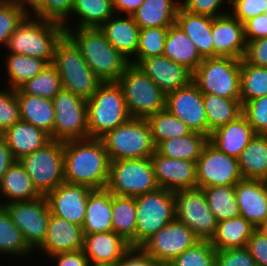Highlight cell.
Segmentation results:
<instances>
[{
    "label": "cell",
    "instance_id": "23",
    "mask_svg": "<svg viewBox=\"0 0 267 266\" xmlns=\"http://www.w3.org/2000/svg\"><path fill=\"white\" fill-rule=\"evenodd\" d=\"M234 188L240 216L257 228L267 217V183L242 179Z\"/></svg>",
    "mask_w": 267,
    "mask_h": 266
},
{
    "label": "cell",
    "instance_id": "28",
    "mask_svg": "<svg viewBox=\"0 0 267 266\" xmlns=\"http://www.w3.org/2000/svg\"><path fill=\"white\" fill-rule=\"evenodd\" d=\"M0 136L16 160L35 152L51 140L43 130L22 120L7 128Z\"/></svg>",
    "mask_w": 267,
    "mask_h": 266
},
{
    "label": "cell",
    "instance_id": "16",
    "mask_svg": "<svg viewBox=\"0 0 267 266\" xmlns=\"http://www.w3.org/2000/svg\"><path fill=\"white\" fill-rule=\"evenodd\" d=\"M198 241L187 225L174 220L147 239L140 248L160 265H168Z\"/></svg>",
    "mask_w": 267,
    "mask_h": 266
},
{
    "label": "cell",
    "instance_id": "29",
    "mask_svg": "<svg viewBox=\"0 0 267 266\" xmlns=\"http://www.w3.org/2000/svg\"><path fill=\"white\" fill-rule=\"evenodd\" d=\"M16 96L19 104L20 119L43 130L53 140L55 114L52 99L27 95L20 89L16 90Z\"/></svg>",
    "mask_w": 267,
    "mask_h": 266
},
{
    "label": "cell",
    "instance_id": "24",
    "mask_svg": "<svg viewBox=\"0 0 267 266\" xmlns=\"http://www.w3.org/2000/svg\"><path fill=\"white\" fill-rule=\"evenodd\" d=\"M129 248V243L113 231L84 234L82 250L89 263H119Z\"/></svg>",
    "mask_w": 267,
    "mask_h": 266
},
{
    "label": "cell",
    "instance_id": "60",
    "mask_svg": "<svg viewBox=\"0 0 267 266\" xmlns=\"http://www.w3.org/2000/svg\"><path fill=\"white\" fill-rule=\"evenodd\" d=\"M144 0H111L113 10L117 15L132 16Z\"/></svg>",
    "mask_w": 267,
    "mask_h": 266
},
{
    "label": "cell",
    "instance_id": "12",
    "mask_svg": "<svg viewBox=\"0 0 267 266\" xmlns=\"http://www.w3.org/2000/svg\"><path fill=\"white\" fill-rule=\"evenodd\" d=\"M52 102L55 114L53 140L88 139L87 100L62 89Z\"/></svg>",
    "mask_w": 267,
    "mask_h": 266
},
{
    "label": "cell",
    "instance_id": "8",
    "mask_svg": "<svg viewBox=\"0 0 267 266\" xmlns=\"http://www.w3.org/2000/svg\"><path fill=\"white\" fill-rule=\"evenodd\" d=\"M241 60L232 57L204 58L193 72L192 81L202 94L241 99Z\"/></svg>",
    "mask_w": 267,
    "mask_h": 266
},
{
    "label": "cell",
    "instance_id": "34",
    "mask_svg": "<svg viewBox=\"0 0 267 266\" xmlns=\"http://www.w3.org/2000/svg\"><path fill=\"white\" fill-rule=\"evenodd\" d=\"M5 55V56H4ZM4 65L5 68L3 74H5L6 87L14 90L19 89L27 81L38 75L48 63L40 58H34L26 55L4 53ZM8 82V83H7Z\"/></svg>",
    "mask_w": 267,
    "mask_h": 266
},
{
    "label": "cell",
    "instance_id": "15",
    "mask_svg": "<svg viewBox=\"0 0 267 266\" xmlns=\"http://www.w3.org/2000/svg\"><path fill=\"white\" fill-rule=\"evenodd\" d=\"M197 187L235 186L243 179L238 158L226 155L208 141L196 162Z\"/></svg>",
    "mask_w": 267,
    "mask_h": 266
},
{
    "label": "cell",
    "instance_id": "21",
    "mask_svg": "<svg viewBox=\"0 0 267 266\" xmlns=\"http://www.w3.org/2000/svg\"><path fill=\"white\" fill-rule=\"evenodd\" d=\"M214 57L243 59L246 51L244 26L230 12L213 18Z\"/></svg>",
    "mask_w": 267,
    "mask_h": 266
},
{
    "label": "cell",
    "instance_id": "42",
    "mask_svg": "<svg viewBox=\"0 0 267 266\" xmlns=\"http://www.w3.org/2000/svg\"><path fill=\"white\" fill-rule=\"evenodd\" d=\"M202 189L218 222L240 216L234 186H211Z\"/></svg>",
    "mask_w": 267,
    "mask_h": 266
},
{
    "label": "cell",
    "instance_id": "37",
    "mask_svg": "<svg viewBox=\"0 0 267 266\" xmlns=\"http://www.w3.org/2000/svg\"><path fill=\"white\" fill-rule=\"evenodd\" d=\"M243 179L267 180V135L256 134L238 157Z\"/></svg>",
    "mask_w": 267,
    "mask_h": 266
},
{
    "label": "cell",
    "instance_id": "39",
    "mask_svg": "<svg viewBox=\"0 0 267 266\" xmlns=\"http://www.w3.org/2000/svg\"><path fill=\"white\" fill-rule=\"evenodd\" d=\"M136 197L112 194V227L130 247H135Z\"/></svg>",
    "mask_w": 267,
    "mask_h": 266
},
{
    "label": "cell",
    "instance_id": "4",
    "mask_svg": "<svg viewBox=\"0 0 267 266\" xmlns=\"http://www.w3.org/2000/svg\"><path fill=\"white\" fill-rule=\"evenodd\" d=\"M89 138L103 137L131 117L118 82H102L87 100Z\"/></svg>",
    "mask_w": 267,
    "mask_h": 266
},
{
    "label": "cell",
    "instance_id": "2",
    "mask_svg": "<svg viewBox=\"0 0 267 266\" xmlns=\"http://www.w3.org/2000/svg\"><path fill=\"white\" fill-rule=\"evenodd\" d=\"M65 34L80 49L87 65L102 82H117L130 64L99 28L67 29Z\"/></svg>",
    "mask_w": 267,
    "mask_h": 266
},
{
    "label": "cell",
    "instance_id": "31",
    "mask_svg": "<svg viewBox=\"0 0 267 266\" xmlns=\"http://www.w3.org/2000/svg\"><path fill=\"white\" fill-rule=\"evenodd\" d=\"M43 196L33 185L25 169L16 160L0 183V206L11 202L28 201Z\"/></svg>",
    "mask_w": 267,
    "mask_h": 266
},
{
    "label": "cell",
    "instance_id": "9",
    "mask_svg": "<svg viewBox=\"0 0 267 266\" xmlns=\"http://www.w3.org/2000/svg\"><path fill=\"white\" fill-rule=\"evenodd\" d=\"M158 188L151 158L110 162L106 189L111 194L137 197Z\"/></svg>",
    "mask_w": 267,
    "mask_h": 266
},
{
    "label": "cell",
    "instance_id": "7",
    "mask_svg": "<svg viewBox=\"0 0 267 266\" xmlns=\"http://www.w3.org/2000/svg\"><path fill=\"white\" fill-rule=\"evenodd\" d=\"M131 118L147 119L165 109L166 95L139 67L129 64L118 79Z\"/></svg>",
    "mask_w": 267,
    "mask_h": 266
},
{
    "label": "cell",
    "instance_id": "43",
    "mask_svg": "<svg viewBox=\"0 0 267 266\" xmlns=\"http://www.w3.org/2000/svg\"><path fill=\"white\" fill-rule=\"evenodd\" d=\"M146 120L156 147L165 140L187 136L193 132L187 124L171 114L166 108L149 116Z\"/></svg>",
    "mask_w": 267,
    "mask_h": 266
},
{
    "label": "cell",
    "instance_id": "54",
    "mask_svg": "<svg viewBox=\"0 0 267 266\" xmlns=\"http://www.w3.org/2000/svg\"><path fill=\"white\" fill-rule=\"evenodd\" d=\"M215 266H257L246 247L216 250Z\"/></svg>",
    "mask_w": 267,
    "mask_h": 266
},
{
    "label": "cell",
    "instance_id": "51",
    "mask_svg": "<svg viewBox=\"0 0 267 266\" xmlns=\"http://www.w3.org/2000/svg\"><path fill=\"white\" fill-rule=\"evenodd\" d=\"M242 114L256 134L267 135V96L258 97L244 103Z\"/></svg>",
    "mask_w": 267,
    "mask_h": 266
},
{
    "label": "cell",
    "instance_id": "59",
    "mask_svg": "<svg viewBox=\"0 0 267 266\" xmlns=\"http://www.w3.org/2000/svg\"><path fill=\"white\" fill-rule=\"evenodd\" d=\"M49 257L47 259H53L50 261H53L55 266H89L90 264L89 259L82 249L57 253Z\"/></svg>",
    "mask_w": 267,
    "mask_h": 266
},
{
    "label": "cell",
    "instance_id": "48",
    "mask_svg": "<svg viewBox=\"0 0 267 266\" xmlns=\"http://www.w3.org/2000/svg\"><path fill=\"white\" fill-rule=\"evenodd\" d=\"M29 12L15 1H0V48L7 46L10 36Z\"/></svg>",
    "mask_w": 267,
    "mask_h": 266
},
{
    "label": "cell",
    "instance_id": "58",
    "mask_svg": "<svg viewBox=\"0 0 267 266\" xmlns=\"http://www.w3.org/2000/svg\"><path fill=\"white\" fill-rule=\"evenodd\" d=\"M246 42L267 37V15L259 14L243 23Z\"/></svg>",
    "mask_w": 267,
    "mask_h": 266
},
{
    "label": "cell",
    "instance_id": "49",
    "mask_svg": "<svg viewBox=\"0 0 267 266\" xmlns=\"http://www.w3.org/2000/svg\"><path fill=\"white\" fill-rule=\"evenodd\" d=\"M74 0H43L31 14L44 20L64 24L70 20Z\"/></svg>",
    "mask_w": 267,
    "mask_h": 266
},
{
    "label": "cell",
    "instance_id": "35",
    "mask_svg": "<svg viewBox=\"0 0 267 266\" xmlns=\"http://www.w3.org/2000/svg\"><path fill=\"white\" fill-rule=\"evenodd\" d=\"M256 227L243 216L218 222L210 243L215 250L246 247Z\"/></svg>",
    "mask_w": 267,
    "mask_h": 266
},
{
    "label": "cell",
    "instance_id": "64",
    "mask_svg": "<svg viewBox=\"0 0 267 266\" xmlns=\"http://www.w3.org/2000/svg\"><path fill=\"white\" fill-rule=\"evenodd\" d=\"M89 266H119V263H90Z\"/></svg>",
    "mask_w": 267,
    "mask_h": 266
},
{
    "label": "cell",
    "instance_id": "20",
    "mask_svg": "<svg viewBox=\"0 0 267 266\" xmlns=\"http://www.w3.org/2000/svg\"><path fill=\"white\" fill-rule=\"evenodd\" d=\"M136 66L150 77L165 95L188 85L193 77L189 69L164 55L141 59Z\"/></svg>",
    "mask_w": 267,
    "mask_h": 266
},
{
    "label": "cell",
    "instance_id": "63",
    "mask_svg": "<svg viewBox=\"0 0 267 266\" xmlns=\"http://www.w3.org/2000/svg\"><path fill=\"white\" fill-rule=\"evenodd\" d=\"M256 229L267 237V217Z\"/></svg>",
    "mask_w": 267,
    "mask_h": 266
},
{
    "label": "cell",
    "instance_id": "41",
    "mask_svg": "<svg viewBox=\"0 0 267 266\" xmlns=\"http://www.w3.org/2000/svg\"><path fill=\"white\" fill-rule=\"evenodd\" d=\"M203 102L208 129L211 132L242 115L241 99H228L213 94H203Z\"/></svg>",
    "mask_w": 267,
    "mask_h": 266
},
{
    "label": "cell",
    "instance_id": "57",
    "mask_svg": "<svg viewBox=\"0 0 267 266\" xmlns=\"http://www.w3.org/2000/svg\"><path fill=\"white\" fill-rule=\"evenodd\" d=\"M119 266H160V264L140 247H130L124 253Z\"/></svg>",
    "mask_w": 267,
    "mask_h": 266
},
{
    "label": "cell",
    "instance_id": "55",
    "mask_svg": "<svg viewBox=\"0 0 267 266\" xmlns=\"http://www.w3.org/2000/svg\"><path fill=\"white\" fill-rule=\"evenodd\" d=\"M243 59L251 65L267 67V37L248 41Z\"/></svg>",
    "mask_w": 267,
    "mask_h": 266
},
{
    "label": "cell",
    "instance_id": "44",
    "mask_svg": "<svg viewBox=\"0 0 267 266\" xmlns=\"http://www.w3.org/2000/svg\"><path fill=\"white\" fill-rule=\"evenodd\" d=\"M240 87L242 105L255 98L267 96V67L251 65L241 59Z\"/></svg>",
    "mask_w": 267,
    "mask_h": 266
},
{
    "label": "cell",
    "instance_id": "17",
    "mask_svg": "<svg viewBox=\"0 0 267 266\" xmlns=\"http://www.w3.org/2000/svg\"><path fill=\"white\" fill-rule=\"evenodd\" d=\"M165 108L187 124L192 131L210 137L212 132L207 125L203 94L193 81L174 92L168 93L166 95Z\"/></svg>",
    "mask_w": 267,
    "mask_h": 266
},
{
    "label": "cell",
    "instance_id": "47",
    "mask_svg": "<svg viewBox=\"0 0 267 266\" xmlns=\"http://www.w3.org/2000/svg\"><path fill=\"white\" fill-rule=\"evenodd\" d=\"M216 250L208 240H199L173 259L168 266H215Z\"/></svg>",
    "mask_w": 267,
    "mask_h": 266
},
{
    "label": "cell",
    "instance_id": "45",
    "mask_svg": "<svg viewBox=\"0 0 267 266\" xmlns=\"http://www.w3.org/2000/svg\"><path fill=\"white\" fill-rule=\"evenodd\" d=\"M24 94L53 99L62 89L59 72L51 63L19 88Z\"/></svg>",
    "mask_w": 267,
    "mask_h": 266
},
{
    "label": "cell",
    "instance_id": "22",
    "mask_svg": "<svg viewBox=\"0 0 267 266\" xmlns=\"http://www.w3.org/2000/svg\"><path fill=\"white\" fill-rule=\"evenodd\" d=\"M84 234L81 226L50 214L47 234L43 244L37 249L40 253L52 256L57 253L83 249Z\"/></svg>",
    "mask_w": 267,
    "mask_h": 266
},
{
    "label": "cell",
    "instance_id": "26",
    "mask_svg": "<svg viewBox=\"0 0 267 266\" xmlns=\"http://www.w3.org/2000/svg\"><path fill=\"white\" fill-rule=\"evenodd\" d=\"M99 29L129 61L136 55L140 28L132 16L114 14Z\"/></svg>",
    "mask_w": 267,
    "mask_h": 266
},
{
    "label": "cell",
    "instance_id": "56",
    "mask_svg": "<svg viewBox=\"0 0 267 266\" xmlns=\"http://www.w3.org/2000/svg\"><path fill=\"white\" fill-rule=\"evenodd\" d=\"M246 248L257 266H267V237L257 229L247 241Z\"/></svg>",
    "mask_w": 267,
    "mask_h": 266
},
{
    "label": "cell",
    "instance_id": "46",
    "mask_svg": "<svg viewBox=\"0 0 267 266\" xmlns=\"http://www.w3.org/2000/svg\"><path fill=\"white\" fill-rule=\"evenodd\" d=\"M169 27L140 29L136 55L129 61L136 65L141 59L163 55Z\"/></svg>",
    "mask_w": 267,
    "mask_h": 266
},
{
    "label": "cell",
    "instance_id": "36",
    "mask_svg": "<svg viewBox=\"0 0 267 266\" xmlns=\"http://www.w3.org/2000/svg\"><path fill=\"white\" fill-rule=\"evenodd\" d=\"M163 55L185 66L192 73L203 61L191 39L176 24L169 27Z\"/></svg>",
    "mask_w": 267,
    "mask_h": 266
},
{
    "label": "cell",
    "instance_id": "14",
    "mask_svg": "<svg viewBox=\"0 0 267 266\" xmlns=\"http://www.w3.org/2000/svg\"><path fill=\"white\" fill-rule=\"evenodd\" d=\"M3 207L21 230L28 246L36 253L45 240L51 214L45 195L28 201L11 202Z\"/></svg>",
    "mask_w": 267,
    "mask_h": 266
},
{
    "label": "cell",
    "instance_id": "13",
    "mask_svg": "<svg viewBox=\"0 0 267 266\" xmlns=\"http://www.w3.org/2000/svg\"><path fill=\"white\" fill-rule=\"evenodd\" d=\"M175 220L187 225L199 240L210 241L218 221L211 212L202 188L174 192Z\"/></svg>",
    "mask_w": 267,
    "mask_h": 266
},
{
    "label": "cell",
    "instance_id": "30",
    "mask_svg": "<svg viewBox=\"0 0 267 266\" xmlns=\"http://www.w3.org/2000/svg\"><path fill=\"white\" fill-rule=\"evenodd\" d=\"M83 234L113 231L112 194L106 189H93L87 199Z\"/></svg>",
    "mask_w": 267,
    "mask_h": 266
},
{
    "label": "cell",
    "instance_id": "50",
    "mask_svg": "<svg viewBox=\"0 0 267 266\" xmlns=\"http://www.w3.org/2000/svg\"><path fill=\"white\" fill-rule=\"evenodd\" d=\"M1 87V86H0ZM0 89V134L20 121V110L16 90L9 87Z\"/></svg>",
    "mask_w": 267,
    "mask_h": 266
},
{
    "label": "cell",
    "instance_id": "5",
    "mask_svg": "<svg viewBox=\"0 0 267 266\" xmlns=\"http://www.w3.org/2000/svg\"><path fill=\"white\" fill-rule=\"evenodd\" d=\"M59 72L62 87L88 100L102 81L82 57L80 49L65 34L58 42L52 63Z\"/></svg>",
    "mask_w": 267,
    "mask_h": 266
},
{
    "label": "cell",
    "instance_id": "61",
    "mask_svg": "<svg viewBox=\"0 0 267 266\" xmlns=\"http://www.w3.org/2000/svg\"><path fill=\"white\" fill-rule=\"evenodd\" d=\"M16 161L7 143L0 136V183L3 176L10 168V166Z\"/></svg>",
    "mask_w": 267,
    "mask_h": 266
},
{
    "label": "cell",
    "instance_id": "27",
    "mask_svg": "<svg viewBox=\"0 0 267 266\" xmlns=\"http://www.w3.org/2000/svg\"><path fill=\"white\" fill-rule=\"evenodd\" d=\"M212 23V17L189 12L182 6L176 16L175 24L191 39L203 59L214 57Z\"/></svg>",
    "mask_w": 267,
    "mask_h": 266
},
{
    "label": "cell",
    "instance_id": "53",
    "mask_svg": "<svg viewBox=\"0 0 267 266\" xmlns=\"http://www.w3.org/2000/svg\"><path fill=\"white\" fill-rule=\"evenodd\" d=\"M267 0H230V13L241 23L263 14L267 10Z\"/></svg>",
    "mask_w": 267,
    "mask_h": 266
},
{
    "label": "cell",
    "instance_id": "25",
    "mask_svg": "<svg viewBox=\"0 0 267 266\" xmlns=\"http://www.w3.org/2000/svg\"><path fill=\"white\" fill-rule=\"evenodd\" d=\"M256 133L242 114L236 120L216 128L209 141L226 155L238 158Z\"/></svg>",
    "mask_w": 267,
    "mask_h": 266
},
{
    "label": "cell",
    "instance_id": "11",
    "mask_svg": "<svg viewBox=\"0 0 267 266\" xmlns=\"http://www.w3.org/2000/svg\"><path fill=\"white\" fill-rule=\"evenodd\" d=\"M18 161L42 195H46L65 182L64 142L50 140L42 148L23 156Z\"/></svg>",
    "mask_w": 267,
    "mask_h": 266
},
{
    "label": "cell",
    "instance_id": "32",
    "mask_svg": "<svg viewBox=\"0 0 267 266\" xmlns=\"http://www.w3.org/2000/svg\"><path fill=\"white\" fill-rule=\"evenodd\" d=\"M114 14L111 0H74L70 16L72 19L67 20L63 26L65 31L76 28H100Z\"/></svg>",
    "mask_w": 267,
    "mask_h": 266
},
{
    "label": "cell",
    "instance_id": "1",
    "mask_svg": "<svg viewBox=\"0 0 267 266\" xmlns=\"http://www.w3.org/2000/svg\"><path fill=\"white\" fill-rule=\"evenodd\" d=\"M110 160L98 138L64 142V180L91 189L106 188Z\"/></svg>",
    "mask_w": 267,
    "mask_h": 266
},
{
    "label": "cell",
    "instance_id": "38",
    "mask_svg": "<svg viewBox=\"0 0 267 266\" xmlns=\"http://www.w3.org/2000/svg\"><path fill=\"white\" fill-rule=\"evenodd\" d=\"M208 141V136L193 131L187 136L175 137L161 142L156 147V151L168 158L197 162Z\"/></svg>",
    "mask_w": 267,
    "mask_h": 266
},
{
    "label": "cell",
    "instance_id": "3",
    "mask_svg": "<svg viewBox=\"0 0 267 266\" xmlns=\"http://www.w3.org/2000/svg\"><path fill=\"white\" fill-rule=\"evenodd\" d=\"M65 35L63 24L29 13L10 36L4 53H14L53 63L58 42Z\"/></svg>",
    "mask_w": 267,
    "mask_h": 266
},
{
    "label": "cell",
    "instance_id": "40",
    "mask_svg": "<svg viewBox=\"0 0 267 266\" xmlns=\"http://www.w3.org/2000/svg\"><path fill=\"white\" fill-rule=\"evenodd\" d=\"M33 252L21 230L11 220L9 213L0 206V256L4 254V257L13 256L15 259L22 260L33 256Z\"/></svg>",
    "mask_w": 267,
    "mask_h": 266
},
{
    "label": "cell",
    "instance_id": "62",
    "mask_svg": "<svg viewBox=\"0 0 267 266\" xmlns=\"http://www.w3.org/2000/svg\"><path fill=\"white\" fill-rule=\"evenodd\" d=\"M43 0H15L31 13Z\"/></svg>",
    "mask_w": 267,
    "mask_h": 266
},
{
    "label": "cell",
    "instance_id": "19",
    "mask_svg": "<svg viewBox=\"0 0 267 266\" xmlns=\"http://www.w3.org/2000/svg\"><path fill=\"white\" fill-rule=\"evenodd\" d=\"M150 158L160 188L175 192L197 187L196 162L168 158L157 151Z\"/></svg>",
    "mask_w": 267,
    "mask_h": 266
},
{
    "label": "cell",
    "instance_id": "33",
    "mask_svg": "<svg viewBox=\"0 0 267 266\" xmlns=\"http://www.w3.org/2000/svg\"><path fill=\"white\" fill-rule=\"evenodd\" d=\"M181 0H144L132 17L140 29L170 27L176 23Z\"/></svg>",
    "mask_w": 267,
    "mask_h": 266
},
{
    "label": "cell",
    "instance_id": "6",
    "mask_svg": "<svg viewBox=\"0 0 267 266\" xmlns=\"http://www.w3.org/2000/svg\"><path fill=\"white\" fill-rule=\"evenodd\" d=\"M109 160L150 158L156 151L146 119L130 118L100 138Z\"/></svg>",
    "mask_w": 267,
    "mask_h": 266
},
{
    "label": "cell",
    "instance_id": "52",
    "mask_svg": "<svg viewBox=\"0 0 267 266\" xmlns=\"http://www.w3.org/2000/svg\"><path fill=\"white\" fill-rule=\"evenodd\" d=\"M181 6L189 12L215 18L229 13L230 0H181Z\"/></svg>",
    "mask_w": 267,
    "mask_h": 266
},
{
    "label": "cell",
    "instance_id": "18",
    "mask_svg": "<svg viewBox=\"0 0 267 266\" xmlns=\"http://www.w3.org/2000/svg\"><path fill=\"white\" fill-rule=\"evenodd\" d=\"M92 190L85 185L61 183L45 195L50 213L82 227L87 199Z\"/></svg>",
    "mask_w": 267,
    "mask_h": 266
},
{
    "label": "cell",
    "instance_id": "10",
    "mask_svg": "<svg viewBox=\"0 0 267 266\" xmlns=\"http://www.w3.org/2000/svg\"><path fill=\"white\" fill-rule=\"evenodd\" d=\"M135 247L175 220L174 192L158 188L136 197Z\"/></svg>",
    "mask_w": 267,
    "mask_h": 266
}]
</instances>
